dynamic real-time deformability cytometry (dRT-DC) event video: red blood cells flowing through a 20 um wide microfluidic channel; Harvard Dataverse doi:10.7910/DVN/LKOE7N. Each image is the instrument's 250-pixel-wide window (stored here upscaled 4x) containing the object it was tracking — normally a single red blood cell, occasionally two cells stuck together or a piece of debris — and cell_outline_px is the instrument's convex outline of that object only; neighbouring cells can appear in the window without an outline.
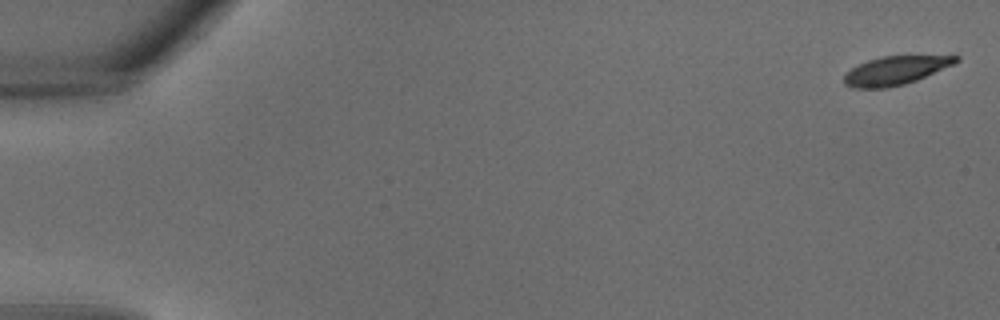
{"species": "common noctule bat (a hibernating species)", "species_latin": "Nyctalus noctula", "temperature_condition": "warm", "stored_images_in_passage": 34, "camera_frame_rate_fps": 3000, "um_per_image_px": 0.085, "animal": {"sex": "male", "body_mass_g": 18.8}, "frame": {"image": 1, "passage_image": 1, "time_ms": 0.0, "image_size_px": [1000, 320], "cell_outline_px": [[960, 60], [956, 64], [916, 80], [904, 84], [888, 88], [852, 88], [844, 84], [844, 72], [868, 60], [884, 56], [960, 56]], "centroid_in_image_um": [76.11, 6.0], "position_along_channel_um": 8.9, "area_um2": 18.61}}
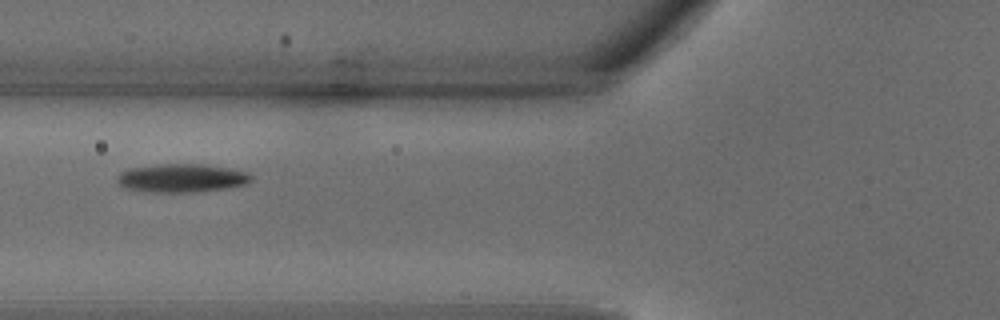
{"frame": {"image": 2, "passage_image": 14, "time_ms": 4.333, "image_size_px": [1000, 320], "cell_outline_px": [[252, 180], [248, 184], [228, 188], [196, 192], [144, 192], [124, 188], [116, 184], [116, 176], [120, 172], [128, 168], [160, 164], [200, 164], [228, 168], [248, 172], [252, 176]], "centroid_in_image_um": [15.4, 15.15], "position_along_channel_um": 110.4, "area_um2": 22.6}}
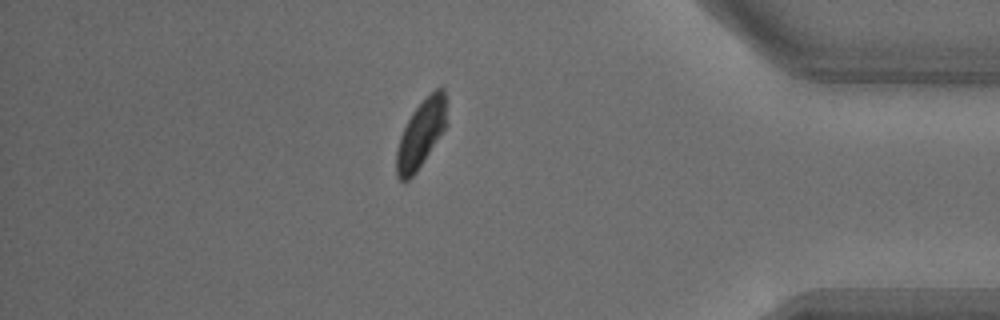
{"frame": {"image": 3, "passage_image": 30, "time_ms": 9.667, "image_size_px": [1000, 320], "cell_outline_px": [[448, 124], [416, 172], [408, 180], [400, 180], [396, 176], [396, 152], [400, 136], [412, 112], [440, 84], [444, 88]], "centroid_in_image_um": [35.8, 11.36], "position_along_channel_um": 399.4, "area_um2": 19.65}}